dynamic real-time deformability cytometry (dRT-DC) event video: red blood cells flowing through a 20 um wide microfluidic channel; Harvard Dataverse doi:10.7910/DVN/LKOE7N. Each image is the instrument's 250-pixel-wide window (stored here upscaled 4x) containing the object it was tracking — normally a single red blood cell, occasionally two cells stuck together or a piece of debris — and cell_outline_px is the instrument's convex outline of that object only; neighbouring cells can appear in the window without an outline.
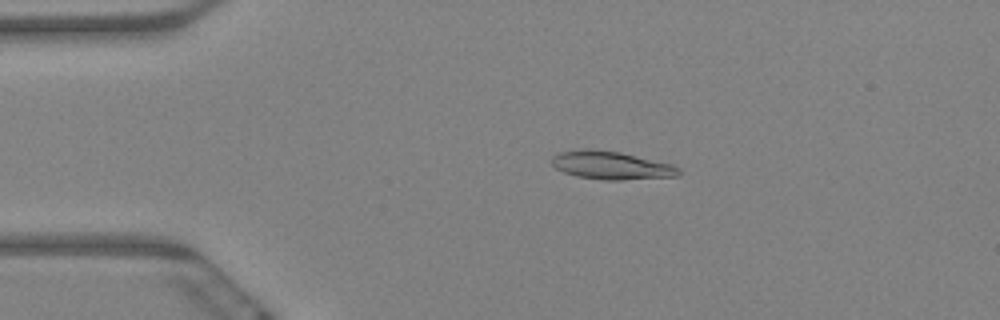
{"species": "Egyptian fruit bat (a non-hibernating species)", "species_latin": "Rousettus aegyptiacus", "temperature_condition": "warm", "stored_images_in_passage": 62, "camera_frame_rate_fps": 3000, "um_per_image_px": 0.085, "animal": {"sex": "female"}, "frame": {"image": 1, "passage_image": 13, "time_ms": 4.0, "image_size_px": [1000, 320], "cell_outline_px": [[680, 172], [676, 176], [620, 180], [604, 180], [576, 176], [564, 172], [556, 168], [552, 164], [552, 156], [560, 152], [572, 148], [588, 148], [620, 152], [672, 164], [680, 168]], "centroid_in_image_um": [51.91, 14.04], "position_along_channel_um": 33.1, "area_um2": 20.92}}
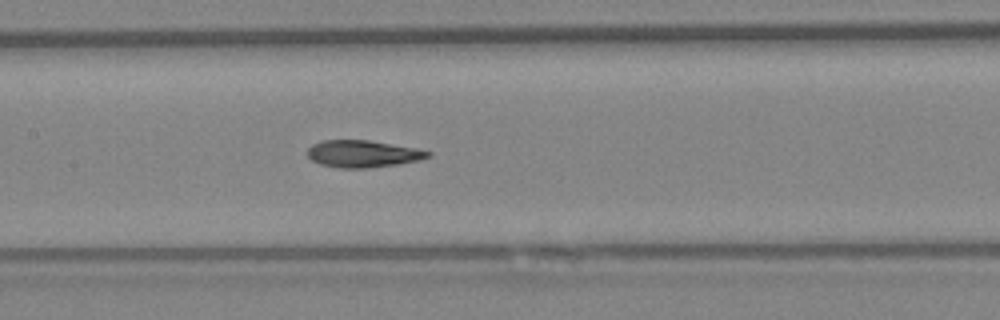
{"frame": {"image": 2, "passage_image": 30, "time_ms": 9.667, "image_size_px": [1000, 320], "cell_outline_px": [[432, 156], [420, 160], [396, 164], [364, 168], [340, 168], [320, 164], [312, 160], [308, 156], [308, 148], [312, 144], [324, 140], [368, 140], [416, 148], [432, 152]], "centroid_in_image_um": [30.85, 13.07], "position_along_channel_um": 176.5, "area_um2": 18.9}}
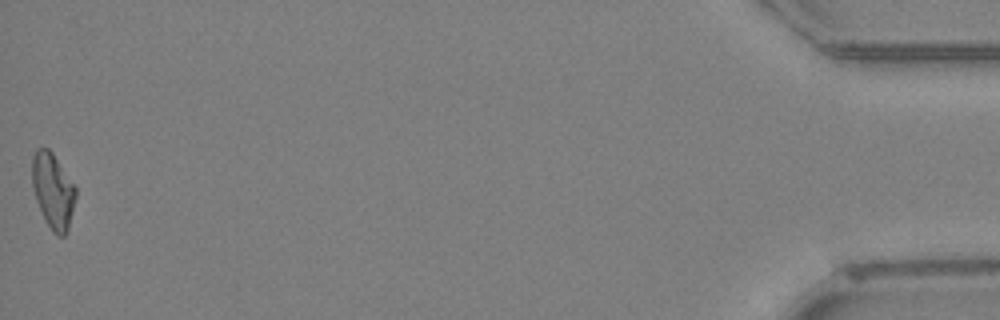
{"frame": {"image": 3, "passage_image": 62, "time_ms": 20.333, "image_size_px": [1000, 320], "cell_outline_px": [[76, 196], [68, 228], [64, 236], [56, 236], [52, 232], [44, 220], [36, 200], [32, 184], [32, 156], [36, 148], [48, 148], [52, 152], [76, 188]], "centroid_in_image_um": [4.48, 16.23], "position_along_channel_um": 430.7, "area_um2": 19.07}, "authors_computed_cell_mechanics": {"area_um2": 19.363, "velocity_mm_per_s": 3.3149, "shape_relaxation_time_tau1_ms": 7.7676, "shape_relaxation_time_tau2_ms": 4.0967, "deformation_change_tau1": 0.2053, "deformation_change_tau2": 0.1092}}